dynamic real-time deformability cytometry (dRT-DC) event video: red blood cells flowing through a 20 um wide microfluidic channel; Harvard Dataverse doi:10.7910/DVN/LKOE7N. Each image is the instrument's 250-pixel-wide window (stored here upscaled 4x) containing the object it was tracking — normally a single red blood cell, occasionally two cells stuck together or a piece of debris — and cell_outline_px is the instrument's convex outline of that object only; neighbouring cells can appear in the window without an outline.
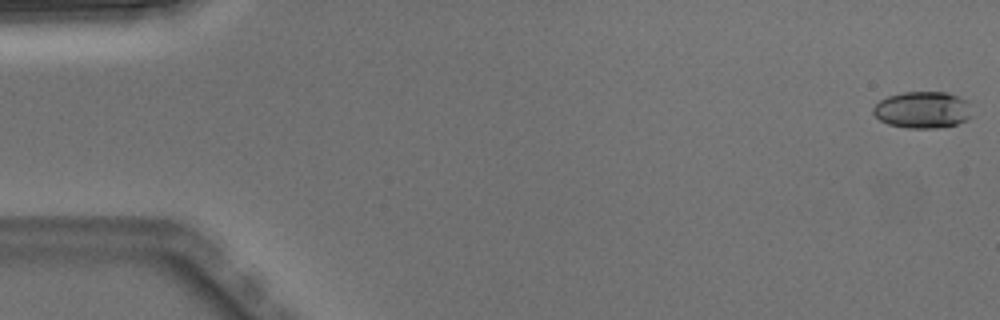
{"species": "Egyptian fruit bat (a non-hibernating species)", "species_latin": "Rousettus aegyptiacus", "temperature_condition": "warm", "stored_images_in_passage": 5, "camera_frame_rate_fps": 3000, "um_per_image_px": 0.085, "animal": {"sex": "male"}, "frame": {"image": 1, "passage_image": 1, "time_ms": 0.0, "image_size_px": [1000, 320], "cell_outline_px": [[972, 116], [968, 120], [956, 124], [936, 128], [908, 128], [888, 124], [880, 120], [872, 112], [872, 108], [880, 100], [888, 96], [904, 92], [944, 92], [968, 100]], "centroid_in_image_um": [78.43, 9.34], "position_along_channel_um": 6.6, "area_um2": 21.15}}